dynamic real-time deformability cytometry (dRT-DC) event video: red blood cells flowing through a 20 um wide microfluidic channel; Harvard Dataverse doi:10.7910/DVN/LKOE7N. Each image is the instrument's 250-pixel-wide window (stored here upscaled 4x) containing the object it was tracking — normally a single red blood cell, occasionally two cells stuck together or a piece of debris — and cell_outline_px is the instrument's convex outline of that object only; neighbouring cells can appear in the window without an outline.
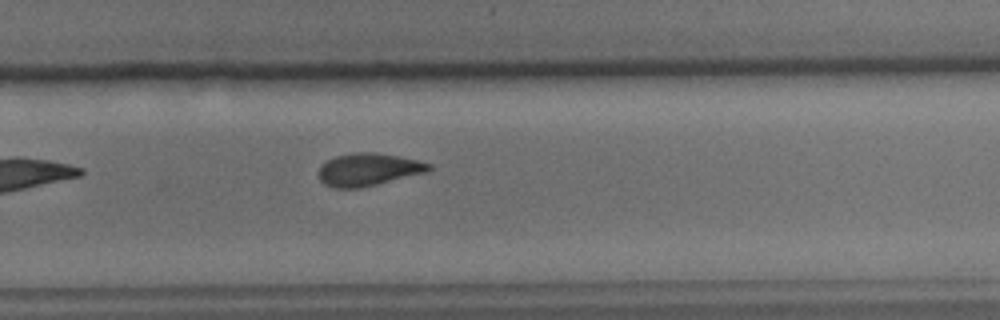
{"species": "common noctule bat (a hibernating species)", "species_latin": "Nyctalus noctula", "temperature_condition": "cold", "stored_images_in_passage": 8, "camera_frame_rate_fps": 3000, "um_per_image_px": 0.085, "animal": {"sex": "male", "body_mass_g": 15.6}, "frame": {"image": 1, "passage_image": 8, "time_ms": 8.333, "image_size_px": [1000, 320], "cell_outline_px": [[432, 168], [428, 172], [376, 184], [356, 188], [332, 188], [324, 184], [320, 180], [320, 164], [336, 156], [352, 152], [376, 152], [416, 160], [432, 164]], "centroid_in_image_um": [31.3, 14.4], "position_along_channel_um": 298.5, "area_um2": 20.81}}